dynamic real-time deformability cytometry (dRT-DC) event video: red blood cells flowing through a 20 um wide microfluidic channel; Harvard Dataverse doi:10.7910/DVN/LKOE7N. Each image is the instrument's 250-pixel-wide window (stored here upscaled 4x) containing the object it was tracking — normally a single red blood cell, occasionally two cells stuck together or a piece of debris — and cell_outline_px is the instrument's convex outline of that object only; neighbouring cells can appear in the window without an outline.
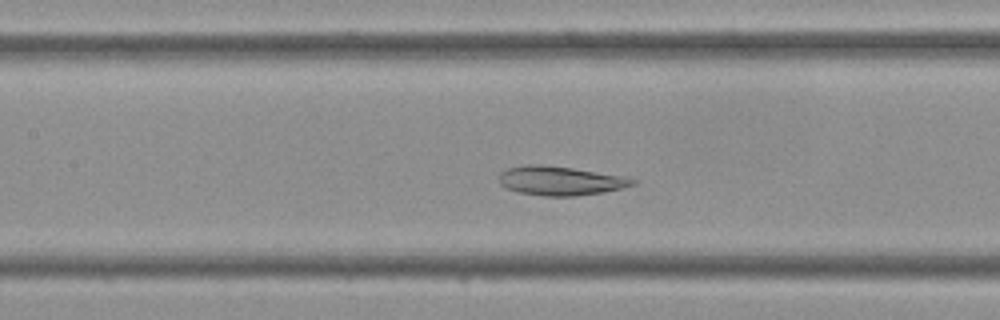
{"species": "Egyptian fruit bat (a non-hibernating species)", "species_latin": "Rousettus aegyptiacus", "temperature_condition": "cold", "stored_images_in_passage": 41, "camera_frame_rate_fps": 3000, "um_per_image_px": 0.085, "frame": {"image": 1, "passage_image": 17, "time_ms": 5.333, "image_size_px": [1000, 320], "cell_outline_px": [[636, 184], [620, 188], [600, 192], [572, 196], [544, 196], [516, 192], [500, 184], [500, 172], [508, 168], [524, 164], [540, 164], [572, 168], [620, 176], [636, 180]], "centroid_in_image_um": [47.55, 15.36], "position_along_channel_um": 159.8, "area_um2": 22.25}}
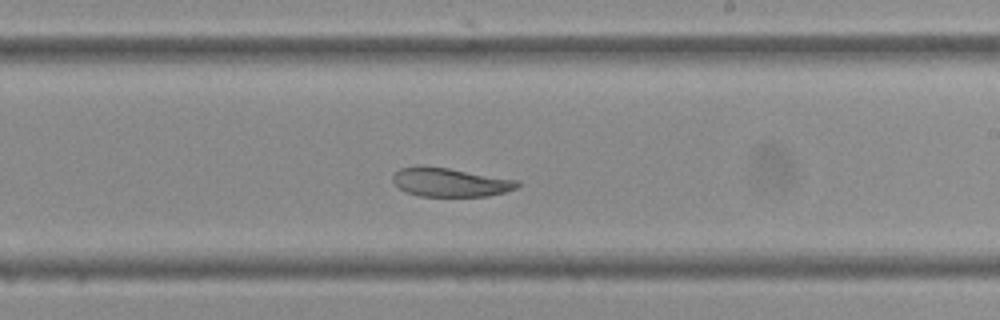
{"frame": {"image": 2, "passage_image": 23, "time_ms": 7.333, "image_size_px": [1000, 320], "cell_outline_px": [[520, 184], [516, 188], [504, 192], [488, 196], [420, 196], [404, 192], [392, 180], [392, 176], [400, 168], [420, 164], [448, 168], [520, 180]], "centroid_in_image_um": [38.24, 15.48], "position_along_channel_um": 250.8, "area_um2": 21.1}}
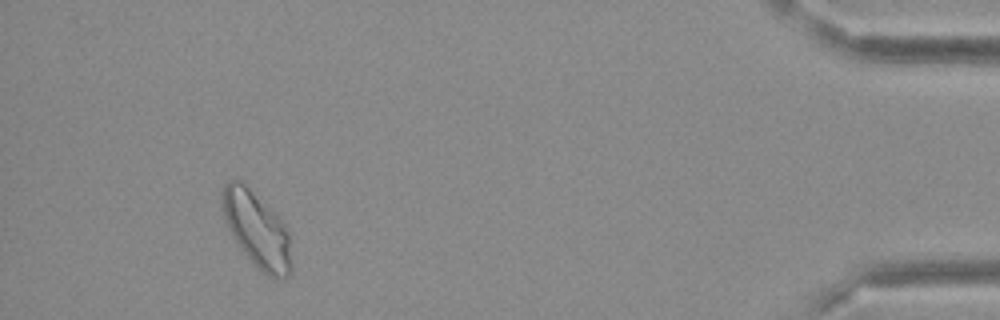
{"frame": {"image": 3, "passage_image": 38, "time_ms": 12.333, "image_size_px": [1000, 320], "cell_outline_px": [[292, 272], [284, 280], [276, 280], [268, 276], [256, 268], [240, 248], [224, 224], [220, 200], [220, 192], [224, 184], [228, 180], [240, 180], [272, 208], [280, 216], [288, 232], [292, 264]], "centroid_in_image_um": [21.81, 19.53], "position_along_channel_um": 413.4, "area_um2": 31.5}}